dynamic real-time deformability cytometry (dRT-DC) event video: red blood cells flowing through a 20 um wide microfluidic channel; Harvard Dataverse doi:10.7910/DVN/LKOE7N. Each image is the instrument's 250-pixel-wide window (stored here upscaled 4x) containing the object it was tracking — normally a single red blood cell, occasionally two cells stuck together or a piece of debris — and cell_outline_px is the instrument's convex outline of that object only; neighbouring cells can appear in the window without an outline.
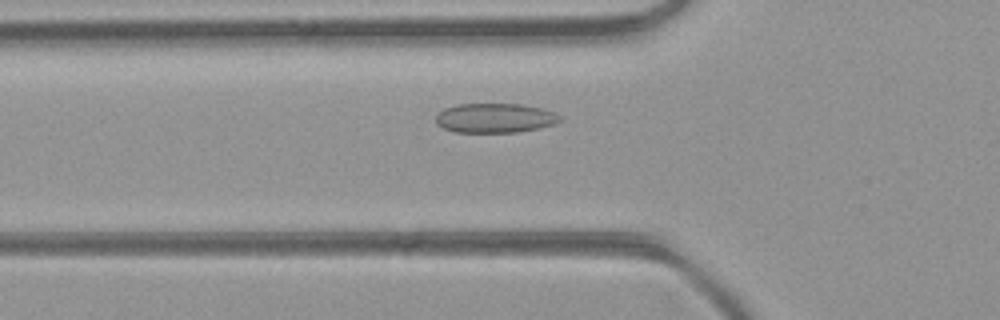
{"species": "common noctule bat (a hibernating species)", "species_latin": "Nyctalus noctula", "temperature_condition": "room temperature", "stored_images_in_passage": 42, "camera_frame_rate_fps": 3000, "um_per_image_px": 0.085, "animal": {"sex": "female", "body_mass_g": 21.9}, "frame": {"image": 1, "passage_image": 11, "time_ms": 3.333, "image_size_px": [1000, 320], "cell_outline_px": [[560, 120], [556, 124], [540, 128], [516, 132], [456, 132], [444, 128], [436, 124], [436, 116], [444, 108], [460, 104], [520, 104], [544, 108], [560, 116]], "centroid_in_image_um": [42.08, 10.03], "position_along_channel_um": 83.7, "area_um2": 21.27}}
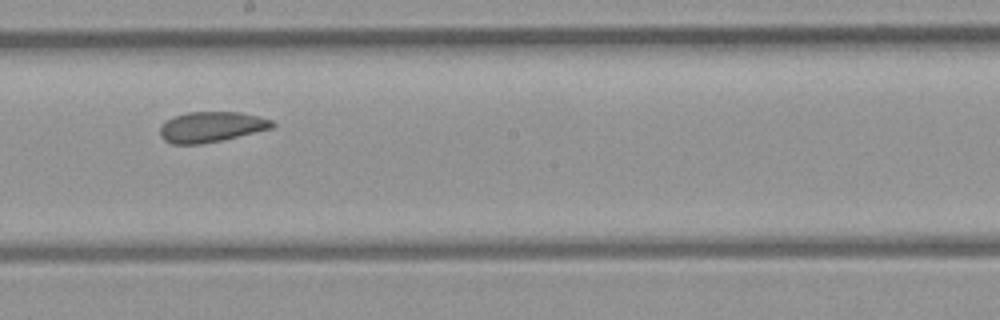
{"frame": {"image": 2, "passage_image": 21, "time_ms": 6.667, "image_size_px": [1000, 320], "cell_outline_px": [[276, 124], [272, 128], [220, 140], [200, 144], [172, 144], [164, 140], [160, 136], [160, 128], [168, 120], [176, 116], [188, 112], [240, 112], [260, 116], [272, 120]], "centroid_in_image_um": [17.98, 10.78], "position_along_channel_um": 230.2, "area_um2": 19.65}}
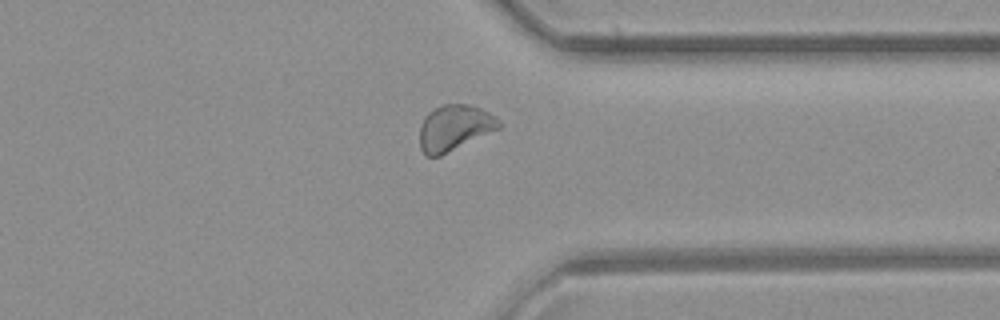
{"frame": {"image": 3, "passage_image": 31, "time_ms": 10.0, "image_size_px": [1000, 320], "cell_outline_px": [[500, 128], [440, 156], [428, 156], [420, 148], [420, 124], [424, 116], [432, 108], [444, 104], [468, 104], [480, 108], [488, 112], [500, 120]], "centroid_in_image_um": [38.6, 10.84], "position_along_channel_um": 372.8, "area_um2": 21.1}, "authors_computed_cell_mechanics": {"area_um2": 21.1837, "velocity_mm_per_s": 4.3712, "shape_relaxation_time_tau1_ms": null, "shape_relaxation_time_tau2_ms": 7.0345, "deformation_change_tau1": null, "deformation_change_tau2": 0.1225}}